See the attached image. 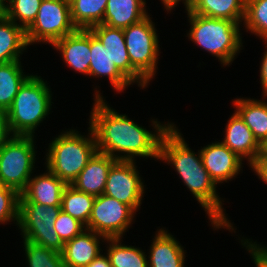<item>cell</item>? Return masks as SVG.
<instances>
[{
  "instance_id": "obj_1",
  "label": "cell",
  "mask_w": 267,
  "mask_h": 267,
  "mask_svg": "<svg viewBox=\"0 0 267 267\" xmlns=\"http://www.w3.org/2000/svg\"><path fill=\"white\" fill-rule=\"evenodd\" d=\"M99 87H93V105L87 119L95 134L97 152L116 160L151 158L159 161L161 138L174 122H160L157 118H151L149 127L152 126V130H147L128 114H121L111 107Z\"/></svg>"
},
{
  "instance_id": "obj_2",
  "label": "cell",
  "mask_w": 267,
  "mask_h": 267,
  "mask_svg": "<svg viewBox=\"0 0 267 267\" xmlns=\"http://www.w3.org/2000/svg\"><path fill=\"white\" fill-rule=\"evenodd\" d=\"M173 123L160 141L159 161L172 167L186 189L204 209L213 231L226 229L236 234L234 222L228 218L223 207L225 198L220 197L218 186L203 166L200 150L194 152L186 142L180 128ZM224 202V203H223Z\"/></svg>"
},
{
  "instance_id": "obj_3",
  "label": "cell",
  "mask_w": 267,
  "mask_h": 267,
  "mask_svg": "<svg viewBox=\"0 0 267 267\" xmlns=\"http://www.w3.org/2000/svg\"><path fill=\"white\" fill-rule=\"evenodd\" d=\"M185 13L190 26L189 41L216 57L221 67H229L244 49L242 24L228 19L211 18L193 13L187 6ZM242 30V31H241Z\"/></svg>"
},
{
  "instance_id": "obj_4",
  "label": "cell",
  "mask_w": 267,
  "mask_h": 267,
  "mask_svg": "<svg viewBox=\"0 0 267 267\" xmlns=\"http://www.w3.org/2000/svg\"><path fill=\"white\" fill-rule=\"evenodd\" d=\"M87 130V135L77 127L62 130L52 137L44 152V167L66 184H72L97 152L95 134L90 126Z\"/></svg>"
},
{
  "instance_id": "obj_5",
  "label": "cell",
  "mask_w": 267,
  "mask_h": 267,
  "mask_svg": "<svg viewBox=\"0 0 267 267\" xmlns=\"http://www.w3.org/2000/svg\"><path fill=\"white\" fill-rule=\"evenodd\" d=\"M42 76L33 74L23 83L6 111L12 136H35L39 125L53 111L54 97L50 85Z\"/></svg>"
},
{
  "instance_id": "obj_6",
  "label": "cell",
  "mask_w": 267,
  "mask_h": 267,
  "mask_svg": "<svg viewBox=\"0 0 267 267\" xmlns=\"http://www.w3.org/2000/svg\"><path fill=\"white\" fill-rule=\"evenodd\" d=\"M34 136H11L0 147V182L21 194L38 167ZM37 156V157H36ZM35 170V171H34Z\"/></svg>"
},
{
  "instance_id": "obj_7",
  "label": "cell",
  "mask_w": 267,
  "mask_h": 267,
  "mask_svg": "<svg viewBox=\"0 0 267 267\" xmlns=\"http://www.w3.org/2000/svg\"><path fill=\"white\" fill-rule=\"evenodd\" d=\"M149 13L137 23L123 29L132 67L150 84L157 75L161 54L157 27ZM151 16V17H150Z\"/></svg>"
},
{
  "instance_id": "obj_8",
  "label": "cell",
  "mask_w": 267,
  "mask_h": 267,
  "mask_svg": "<svg viewBox=\"0 0 267 267\" xmlns=\"http://www.w3.org/2000/svg\"><path fill=\"white\" fill-rule=\"evenodd\" d=\"M61 206L19 203L17 228L23 240L62 252L64 242L54 229Z\"/></svg>"
},
{
  "instance_id": "obj_9",
  "label": "cell",
  "mask_w": 267,
  "mask_h": 267,
  "mask_svg": "<svg viewBox=\"0 0 267 267\" xmlns=\"http://www.w3.org/2000/svg\"><path fill=\"white\" fill-rule=\"evenodd\" d=\"M76 30L69 0H42L35 21L26 30V40L29 47L34 44L52 46Z\"/></svg>"
},
{
  "instance_id": "obj_10",
  "label": "cell",
  "mask_w": 267,
  "mask_h": 267,
  "mask_svg": "<svg viewBox=\"0 0 267 267\" xmlns=\"http://www.w3.org/2000/svg\"><path fill=\"white\" fill-rule=\"evenodd\" d=\"M136 212L128 205L105 194L94 200L86 229L107 238H124L135 223Z\"/></svg>"
},
{
  "instance_id": "obj_11",
  "label": "cell",
  "mask_w": 267,
  "mask_h": 267,
  "mask_svg": "<svg viewBox=\"0 0 267 267\" xmlns=\"http://www.w3.org/2000/svg\"><path fill=\"white\" fill-rule=\"evenodd\" d=\"M136 161L117 160L109 170L103 194L140 211L146 186Z\"/></svg>"
},
{
  "instance_id": "obj_12",
  "label": "cell",
  "mask_w": 267,
  "mask_h": 267,
  "mask_svg": "<svg viewBox=\"0 0 267 267\" xmlns=\"http://www.w3.org/2000/svg\"><path fill=\"white\" fill-rule=\"evenodd\" d=\"M200 155L203 166L217 186L238 178L245 168L244 161L218 139L201 146Z\"/></svg>"
},
{
  "instance_id": "obj_13",
  "label": "cell",
  "mask_w": 267,
  "mask_h": 267,
  "mask_svg": "<svg viewBox=\"0 0 267 267\" xmlns=\"http://www.w3.org/2000/svg\"><path fill=\"white\" fill-rule=\"evenodd\" d=\"M89 30L108 49L112 62L133 85L136 84L140 89H146L150 85L131 65L123 29L97 24Z\"/></svg>"
},
{
  "instance_id": "obj_14",
  "label": "cell",
  "mask_w": 267,
  "mask_h": 267,
  "mask_svg": "<svg viewBox=\"0 0 267 267\" xmlns=\"http://www.w3.org/2000/svg\"><path fill=\"white\" fill-rule=\"evenodd\" d=\"M52 48L62 57V61L77 74L89 78L90 68V30L77 29L75 32L57 40Z\"/></svg>"
},
{
  "instance_id": "obj_15",
  "label": "cell",
  "mask_w": 267,
  "mask_h": 267,
  "mask_svg": "<svg viewBox=\"0 0 267 267\" xmlns=\"http://www.w3.org/2000/svg\"><path fill=\"white\" fill-rule=\"evenodd\" d=\"M225 125L220 141L244 162L246 160L249 167L260 154V144L235 110Z\"/></svg>"
},
{
  "instance_id": "obj_16",
  "label": "cell",
  "mask_w": 267,
  "mask_h": 267,
  "mask_svg": "<svg viewBox=\"0 0 267 267\" xmlns=\"http://www.w3.org/2000/svg\"><path fill=\"white\" fill-rule=\"evenodd\" d=\"M147 249L148 267H185L186 250L168 228H160Z\"/></svg>"
},
{
  "instance_id": "obj_17",
  "label": "cell",
  "mask_w": 267,
  "mask_h": 267,
  "mask_svg": "<svg viewBox=\"0 0 267 267\" xmlns=\"http://www.w3.org/2000/svg\"><path fill=\"white\" fill-rule=\"evenodd\" d=\"M90 52L89 78H96V80L107 78L116 94L125 93L124 90L126 91L131 85L133 86L112 62L108 49L91 31Z\"/></svg>"
},
{
  "instance_id": "obj_18",
  "label": "cell",
  "mask_w": 267,
  "mask_h": 267,
  "mask_svg": "<svg viewBox=\"0 0 267 267\" xmlns=\"http://www.w3.org/2000/svg\"><path fill=\"white\" fill-rule=\"evenodd\" d=\"M45 169L42 173L32 175L27 188L20 194L19 203L61 206L62 193L67 184Z\"/></svg>"
},
{
  "instance_id": "obj_19",
  "label": "cell",
  "mask_w": 267,
  "mask_h": 267,
  "mask_svg": "<svg viewBox=\"0 0 267 267\" xmlns=\"http://www.w3.org/2000/svg\"><path fill=\"white\" fill-rule=\"evenodd\" d=\"M106 238L93 230L84 229L72 240L65 242L61 252L66 267H85L104 249Z\"/></svg>"
},
{
  "instance_id": "obj_20",
  "label": "cell",
  "mask_w": 267,
  "mask_h": 267,
  "mask_svg": "<svg viewBox=\"0 0 267 267\" xmlns=\"http://www.w3.org/2000/svg\"><path fill=\"white\" fill-rule=\"evenodd\" d=\"M116 161L107 154L96 152L71 185L95 197L102 195L109 170Z\"/></svg>"
},
{
  "instance_id": "obj_21",
  "label": "cell",
  "mask_w": 267,
  "mask_h": 267,
  "mask_svg": "<svg viewBox=\"0 0 267 267\" xmlns=\"http://www.w3.org/2000/svg\"><path fill=\"white\" fill-rule=\"evenodd\" d=\"M261 99L240 96L231 101L260 145L267 139V96Z\"/></svg>"
},
{
  "instance_id": "obj_22",
  "label": "cell",
  "mask_w": 267,
  "mask_h": 267,
  "mask_svg": "<svg viewBox=\"0 0 267 267\" xmlns=\"http://www.w3.org/2000/svg\"><path fill=\"white\" fill-rule=\"evenodd\" d=\"M146 5V0H108L101 24L125 29L149 14Z\"/></svg>"
},
{
  "instance_id": "obj_23",
  "label": "cell",
  "mask_w": 267,
  "mask_h": 267,
  "mask_svg": "<svg viewBox=\"0 0 267 267\" xmlns=\"http://www.w3.org/2000/svg\"><path fill=\"white\" fill-rule=\"evenodd\" d=\"M29 45L26 31L12 20L0 14V64L22 60Z\"/></svg>"
},
{
  "instance_id": "obj_24",
  "label": "cell",
  "mask_w": 267,
  "mask_h": 267,
  "mask_svg": "<svg viewBox=\"0 0 267 267\" xmlns=\"http://www.w3.org/2000/svg\"><path fill=\"white\" fill-rule=\"evenodd\" d=\"M186 6L198 15L228 19L243 25L246 0H190Z\"/></svg>"
},
{
  "instance_id": "obj_25",
  "label": "cell",
  "mask_w": 267,
  "mask_h": 267,
  "mask_svg": "<svg viewBox=\"0 0 267 267\" xmlns=\"http://www.w3.org/2000/svg\"><path fill=\"white\" fill-rule=\"evenodd\" d=\"M21 60L0 64V110L7 111L23 83L32 75ZM27 73V74H26Z\"/></svg>"
},
{
  "instance_id": "obj_26",
  "label": "cell",
  "mask_w": 267,
  "mask_h": 267,
  "mask_svg": "<svg viewBox=\"0 0 267 267\" xmlns=\"http://www.w3.org/2000/svg\"><path fill=\"white\" fill-rule=\"evenodd\" d=\"M123 238H107L104 252L112 267H148L147 253L142 247L125 245Z\"/></svg>"
},
{
  "instance_id": "obj_27",
  "label": "cell",
  "mask_w": 267,
  "mask_h": 267,
  "mask_svg": "<svg viewBox=\"0 0 267 267\" xmlns=\"http://www.w3.org/2000/svg\"><path fill=\"white\" fill-rule=\"evenodd\" d=\"M108 0H69L71 19L77 29L101 24Z\"/></svg>"
},
{
  "instance_id": "obj_28",
  "label": "cell",
  "mask_w": 267,
  "mask_h": 267,
  "mask_svg": "<svg viewBox=\"0 0 267 267\" xmlns=\"http://www.w3.org/2000/svg\"><path fill=\"white\" fill-rule=\"evenodd\" d=\"M95 198V196L79 191L71 184H67L62 193L61 210L86 226L92 213Z\"/></svg>"
},
{
  "instance_id": "obj_29",
  "label": "cell",
  "mask_w": 267,
  "mask_h": 267,
  "mask_svg": "<svg viewBox=\"0 0 267 267\" xmlns=\"http://www.w3.org/2000/svg\"><path fill=\"white\" fill-rule=\"evenodd\" d=\"M42 0H3L1 13L25 31L35 21Z\"/></svg>"
},
{
  "instance_id": "obj_30",
  "label": "cell",
  "mask_w": 267,
  "mask_h": 267,
  "mask_svg": "<svg viewBox=\"0 0 267 267\" xmlns=\"http://www.w3.org/2000/svg\"><path fill=\"white\" fill-rule=\"evenodd\" d=\"M242 27L250 36L267 40V0H246Z\"/></svg>"
},
{
  "instance_id": "obj_31",
  "label": "cell",
  "mask_w": 267,
  "mask_h": 267,
  "mask_svg": "<svg viewBox=\"0 0 267 267\" xmlns=\"http://www.w3.org/2000/svg\"><path fill=\"white\" fill-rule=\"evenodd\" d=\"M20 243H23L21 245H23L27 267H66L62 253L34 244L28 240H23Z\"/></svg>"
},
{
  "instance_id": "obj_32",
  "label": "cell",
  "mask_w": 267,
  "mask_h": 267,
  "mask_svg": "<svg viewBox=\"0 0 267 267\" xmlns=\"http://www.w3.org/2000/svg\"><path fill=\"white\" fill-rule=\"evenodd\" d=\"M19 198L20 194L13 188L3 186L0 189V225L17 226Z\"/></svg>"
},
{
  "instance_id": "obj_33",
  "label": "cell",
  "mask_w": 267,
  "mask_h": 267,
  "mask_svg": "<svg viewBox=\"0 0 267 267\" xmlns=\"http://www.w3.org/2000/svg\"><path fill=\"white\" fill-rule=\"evenodd\" d=\"M54 229L65 243L80 234L86 227L82 222L61 210L54 222Z\"/></svg>"
},
{
  "instance_id": "obj_34",
  "label": "cell",
  "mask_w": 267,
  "mask_h": 267,
  "mask_svg": "<svg viewBox=\"0 0 267 267\" xmlns=\"http://www.w3.org/2000/svg\"><path fill=\"white\" fill-rule=\"evenodd\" d=\"M238 236L239 243L245 248L246 252L249 253L251 260L253 261L256 267H267V245L258 243L257 240H252V238H247L241 235ZM241 236V237H239Z\"/></svg>"
},
{
  "instance_id": "obj_35",
  "label": "cell",
  "mask_w": 267,
  "mask_h": 267,
  "mask_svg": "<svg viewBox=\"0 0 267 267\" xmlns=\"http://www.w3.org/2000/svg\"><path fill=\"white\" fill-rule=\"evenodd\" d=\"M261 42H264V52L262 53L261 56V62H260V67H259V81L261 84L262 88V95L261 96H267V40H262Z\"/></svg>"
},
{
  "instance_id": "obj_36",
  "label": "cell",
  "mask_w": 267,
  "mask_h": 267,
  "mask_svg": "<svg viewBox=\"0 0 267 267\" xmlns=\"http://www.w3.org/2000/svg\"><path fill=\"white\" fill-rule=\"evenodd\" d=\"M249 170L254 172L258 179L267 185V158H257L250 166Z\"/></svg>"
},
{
  "instance_id": "obj_37",
  "label": "cell",
  "mask_w": 267,
  "mask_h": 267,
  "mask_svg": "<svg viewBox=\"0 0 267 267\" xmlns=\"http://www.w3.org/2000/svg\"><path fill=\"white\" fill-rule=\"evenodd\" d=\"M12 136L5 111L0 110V147Z\"/></svg>"
},
{
  "instance_id": "obj_38",
  "label": "cell",
  "mask_w": 267,
  "mask_h": 267,
  "mask_svg": "<svg viewBox=\"0 0 267 267\" xmlns=\"http://www.w3.org/2000/svg\"><path fill=\"white\" fill-rule=\"evenodd\" d=\"M161 1L160 3L162 4V8H164L165 12L167 14H170L171 12L173 13V10H175V8L177 6H179V4H181L180 2H182L183 6H186L190 0H159Z\"/></svg>"
},
{
  "instance_id": "obj_39",
  "label": "cell",
  "mask_w": 267,
  "mask_h": 267,
  "mask_svg": "<svg viewBox=\"0 0 267 267\" xmlns=\"http://www.w3.org/2000/svg\"><path fill=\"white\" fill-rule=\"evenodd\" d=\"M85 267H112L108 256L103 251L87 266Z\"/></svg>"
},
{
  "instance_id": "obj_40",
  "label": "cell",
  "mask_w": 267,
  "mask_h": 267,
  "mask_svg": "<svg viewBox=\"0 0 267 267\" xmlns=\"http://www.w3.org/2000/svg\"><path fill=\"white\" fill-rule=\"evenodd\" d=\"M257 158H267V139L260 145V154Z\"/></svg>"
}]
</instances>
